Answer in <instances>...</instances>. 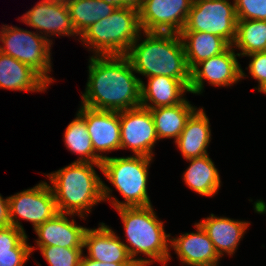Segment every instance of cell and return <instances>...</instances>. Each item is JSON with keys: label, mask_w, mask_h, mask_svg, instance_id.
Listing matches in <instances>:
<instances>
[{"label": "cell", "mask_w": 266, "mask_h": 266, "mask_svg": "<svg viewBox=\"0 0 266 266\" xmlns=\"http://www.w3.org/2000/svg\"><path fill=\"white\" fill-rule=\"evenodd\" d=\"M82 106L121 112L141 106V79L125 55L91 57Z\"/></svg>", "instance_id": "1"}, {"label": "cell", "mask_w": 266, "mask_h": 266, "mask_svg": "<svg viewBox=\"0 0 266 266\" xmlns=\"http://www.w3.org/2000/svg\"><path fill=\"white\" fill-rule=\"evenodd\" d=\"M146 39H137L127 51L126 57L134 72L144 76H169L179 79L188 89L190 69L179 33L145 32Z\"/></svg>", "instance_id": "2"}, {"label": "cell", "mask_w": 266, "mask_h": 266, "mask_svg": "<svg viewBox=\"0 0 266 266\" xmlns=\"http://www.w3.org/2000/svg\"><path fill=\"white\" fill-rule=\"evenodd\" d=\"M92 165L102 171V164L75 161L47 176L53 184L51 189L59 213H77L82 218L98 202L111 199V189L101 181Z\"/></svg>", "instance_id": "3"}, {"label": "cell", "mask_w": 266, "mask_h": 266, "mask_svg": "<svg viewBox=\"0 0 266 266\" xmlns=\"http://www.w3.org/2000/svg\"><path fill=\"white\" fill-rule=\"evenodd\" d=\"M124 223L127 241L132 247L126 245L127 252L133 261L161 262L164 266L169 257L167 239L163 222L157 219L151 205L117 208ZM138 253H143L151 259H136Z\"/></svg>", "instance_id": "4"}, {"label": "cell", "mask_w": 266, "mask_h": 266, "mask_svg": "<svg viewBox=\"0 0 266 266\" xmlns=\"http://www.w3.org/2000/svg\"><path fill=\"white\" fill-rule=\"evenodd\" d=\"M139 31V11L118 7L108 17L93 23L80 37L95 48L97 56L126 55L139 38Z\"/></svg>", "instance_id": "5"}, {"label": "cell", "mask_w": 266, "mask_h": 266, "mask_svg": "<svg viewBox=\"0 0 266 266\" xmlns=\"http://www.w3.org/2000/svg\"><path fill=\"white\" fill-rule=\"evenodd\" d=\"M151 157H107L102 161V172L125 198V203L112 198L113 206L135 207L151 205L147 193L148 166Z\"/></svg>", "instance_id": "6"}, {"label": "cell", "mask_w": 266, "mask_h": 266, "mask_svg": "<svg viewBox=\"0 0 266 266\" xmlns=\"http://www.w3.org/2000/svg\"><path fill=\"white\" fill-rule=\"evenodd\" d=\"M1 30L0 41L5 47L0 46V52L30 66L50 84L53 81L48 76L51 71L50 39L12 26H4Z\"/></svg>", "instance_id": "7"}, {"label": "cell", "mask_w": 266, "mask_h": 266, "mask_svg": "<svg viewBox=\"0 0 266 266\" xmlns=\"http://www.w3.org/2000/svg\"><path fill=\"white\" fill-rule=\"evenodd\" d=\"M237 21L235 5L228 0H193L181 32L214 34L233 46Z\"/></svg>", "instance_id": "8"}, {"label": "cell", "mask_w": 266, "mask_h": 266, "mask_svg": "<svg viewBox=\"0 0 266 266\" xmlns=\"http://www.w3.org/2000/svg\"><path fill=\"white\" fill-rule=\"evenodd\" d=\"M58 212L56 201L46 182L39 183L31 189L24 190L9 197V216L11 225L25 233L20 218L32 222L34 230L47 220L52 219ZM16 219V220H15Z\"/></svg>", "instance_id": "9"}, {"label": "cell", "mask_w": 266, "mask_h": 266, "mask_svg": "<svg viewBox=\"0 0 266 266\" xmlns=\"http://www.w3.org/2000/svg\"><path fill=\"white\" fill-rule=\"evenodd\" d=\"M193 0H144L139 9L145 32L180 33L185 27Z\"/></svg>", "instance_id": "10"}, {"label": "cell", "mask_w": 266, "mask_h": 266, "mask_svg": "<svg viewBox=\"0 0 266 266\" xmlns=\"http://www.w3.org/2000/svg\"><path fill=\"white\" fill-rule=\"evenodd\" d=\"M121 149L130 148L135 155L152 158L158 137L150 109L139 106L119 112Z\"/></svg>", "instance_id": "11"}, {"label": "cell", "mask_w": 266, "mask_h": 266, "mask_svg": "<svg viewBox=\"0 0 266 266\" xmlns=\"http://www.w3.org/2000/svg\"><path fill=\"white\" fill-rule=\"evenodd\" d=\"M232 45L224 52L202 60L190 70L189 92L200 94L203 89V80H208L209 84L215 86H228L236 83L245 76L236 58ZM199 66L202 69H199Z\"/></svg>", "instance_id": "12"}, {"label": "cell", "mask_w": 266, "mask_h": 266, "mask_svg": "<svg viewBox=\"0 0 266 266\" xmlns=\"http://www.w3.org/2000/svg\"><path fill=\"white\" fill-rule=\"evenodd\" d=\"M78 114L86 121L95 154L121 149L119 112L82 106Z\"/></svg>", "instance_id": "13"}, {"label": "cell", "mask_w": 266, "mask_h": 266, "mask_svg": "<svg viewBox=\"0 0 266 266\" xmlns=\"http://www.w3.org/2000/svg\"><path fill=\"white\" fill-rule=\"evenodd\" d=\"M22 20L35 29L47 31V34L78 35L64 1L43 0L29 10Z\"/></svg>", "instance_id": "14"}, {"label": "cell", "mask_w": 266, "mask_h": 266, "mask_svg": "<svg viewBox=\"0 0 266 266\" xmlns=\"http://www.w3.org/2000/svg\"><path fill=\"white\" fill-rule=\"evenodd\" d=\"M87 228L69 221L65 213H57L35 229L39 239L37 246H59L62 248L82 249Z\"/></svg>", "instance_id": "15"}, {"label": "cell", "mask_w": 266, "mask_h": 266, "mask_svg": "<svg viewBox=\"0 0 266 266\" xmlns=\"http://www.w3.org/2000/svg\"><path fill=\"white\" fill-rule=\"evenodd\" d=\"M197 233H186L170 240L182 263L190 266L217 265L220 258L202 226L195 224Z\"/></svg>", "instance_id": "16"}, {"label": "cell", "mask_w": 266, "mask_h": 266, "mask_svg": "<svg viewBox=\"0 0 266 266\" xmlns=\"http://www.w3.org/2000/svg\"><path fill=\"white\" fill-rule=\"evenodd\" d=\"M83 247H87L90 259L104 263H131L126 244L120 241L119 237L101 223L98 229H88L84 235Z\"/></svg>", "instance_id": "17"}, {"label": "cell", "mask_w": 266, "mask_h": 266, "mask_svg": "<svg viewBox=\"0 0 266 266\" xmlns=\"http://www.w3.org/2000/svg\"><path fill=\"white\" fill-rule=\"evenodd\" d=\"M48 83L30 66L0 52V88L43 91Z\"/></svg>", "instance_id": "18"}, {"label": "cell", "mask_w": 266, "mask_h": 266, "mask_svg": "<svg viewBox=\"0 0 266 266\" xmlns=\"http://www.w3.org/2000/svg\"><path fill=\"white\" fill-rule=\"evenodd\" d=\"M212 241L214 248L221 257L223 252L233 254L248 227V222L235 221L226 217H211L199 222Z\"/></svg>", "instance_id": "19"}, {"label": "cell", "mask_w": 266, "mask_h": 266, "mask_svg": "<svg viewBox=\"0 0 266 266\" xmlns=\"http://www.w3.org/2000/svg\"><path fill=\"white\" fill-rule=\"evenodd\" d=\"M210 139L209 119L202 108L191 114L175 143H177L183 157L188 160L206 155V148Z\"/></svg>", "instance_id": "20"}, {"label": "cell", "mask_w": 266, "mask_h": 266, "mask_svg": "<svg viewBox=\"0 0 266 266\" xmlns=\"http://www.w3.org/2000/svg\"><path fill=\"white\" fill-rule=\"evenodd\" d=\"M148 80V86L141 82V106L147 109L177 105L185 99L181 98L183 92H189L179 79L169 76H154Z\"/></svg>", "instance_id": "21"}, {"label": "cell", "mask_w": 266, "mask_h": 266, "mask_svg": "<svg viewBox=\"0 0 266 266\" xmlns=\"http://www.w3.org/2000/svg\"><path fill=\"white\" fill-rule=\"evenodd\" d=\"M179 34L190 70L202 60L218 55L230 46L222 37L206 32H180Z\"/></svg>", "instance_id": "22"}, {"label": "cell", "mask_w": 266, "mask_h": 266, "mask_svg": "<svg viewBox=\"0 0 266 266\" xmlns=\"http://www.w3.org/2000/svg\"><path fill=\"white\" fill-rule=\"evenodd\" d=\"M195 110L196 108L185 99L174 106L150 109L158 139L172 137L176 141L182 133L186 121Z\"/></svg>", "instance_id": "23"}, {"label": "cell", "mask_w": 266, "mask_h": 266, "mask_svg": "<svg viewBox=\"0 0 266 266\" xmlns=\"http://www.w3.org/2000/svg\"><path fill=\"white\" fill-rule=\"evenodd\" d=\"M188 160L191 163L183 176L189 188L204 196H213L217 193L221 181L208 154Z\"/></svg>", "instance_id": "24"}, {"label": "cell", "mask_w": 266, "mask_h": 266, "mask_svg": "<svg viewBox=\"0 0 266 266\" xmlns=\"http://www.w3.org/2000/svg\"><path fill=\"white\" fill-rule=\"evenodd\" d=\"M66 4L78 35L93 23L111 15L118 8L110 0H68Z\"/></svg>", "instance_id": "25"}, {"label": "cell", "mask_w": 266, "mask_h": 266, "mask_svg": "<svg viewBox=\"0 0 266 266\" xmlns=\"http://www.w3.org/2000/svg\"><path fill=\"white\" fill-rule=\"evenodd\" d=\"M64 140L71 152L81 156L76 162L102 164V161L107 158V156L94 153L86 121L78 113L77 117L67 126Z\"/></svg>", "instance_id": "26"}, {"label": "cell", "mask_w": 266, "mask_h": 266, "mask_svg": "<svg viewBox=\"0 0 266 266\" xmlns=\"http://www.w3.org/2000/svg\"><path fill=\"white\" fill-rule=\"evenodd\" d=\"M234 46L242 50L239 56L266 50V20H238Z\"/></svg>", "instance_id": "27"}, {"label": "cell", "mask_w": 266, "mask_h": 266, "mask_svg": "<svg viewBox=\"0 0 266 266\" xmlns=\"http://www.w3.org/2000/svg\"><path fill=\"white\" fill-rule=\"evenodd\" d=\"M50 266H79L82 249L62 248L59 246H38Z\"/></svg>", "instance_id": "28"}, {"label": "cell", "mask_w": 266, "mask_h": 266, "mask_svg": "<svg viewBox=\"0 0 266 266\" xmlns=\"http://www.w3.org/2000/svg\"><path fill=\"white\" fill-rule=\"evenodd\" d=\"M34 247L28 246L27 235L18 228L10 225L0 228V253L3 252H32Z\"/></svg>", "instance_id": "29"}, {"label": "cell", "mask_w": 266, "mask_h": 266, "mask_svg": "<svg viewBox=\"0 0 266 266\" xmlns=\"http://www.w3.org/2000/svg\"><path fill=\"white\" fill-rule=\"evenodd\" d=\"M238 20H266V0H234Z\"/></svg>", "instance_id": "30"}, {"label": "cell", "mask_w": 266, "mask_h": 266, "mask_svg": "<svg viewBox=\"0 0 266 266\" xmlns=\"http://www.w3.org/2000/svg\"><path fill=\"white\" fill-rule=\"evenodd\" d=\"M247 56L252 57L249 73L258 80V90L260 91L266 85V51L251 53Z\"/></svg>", "instance_id": "31"}, {"label": "cell", "mask_w": 266, "mask_h": 266, "mask_svg": "<svg viewBox=\"0 0 266 266\" xmlns=\"http://www.w3.org/2000/svg\"><path fill=\"white\" fill-rule=\"evenodd\" d=\"M31 252L0 253V266H23Z\"/></svg>", "instance_id": "32"}, {"label": "cell", "mask_w": 266, "mask_h": 266, "mask_svg": "<svg viewBox=\"0 0 266 266\" xmlns=\"http://www.w3.org/2000/svg\"><path fill=\"white\" fill-rule=\"evenodd\" d=\"M11 225L9 216V197L3 199L0 195V228Z\"/></svg>", "instance_id": "33"}, {"label": "cell", "mask_w": 266, "mask_h": 266, "mask_svg": "<svg viewBox=\"0 0 266 266\" xmlns=\"http://www.w3.org/2000/svg\"><path fill=\"white\" fill-rule=\"evenodd\" d=\"M130 263H104L88 258L87 256L81 257L79 266H127Z\"/></svg>", "instance_id": "34"}, {"label": "cell", "mask_w": 266, "mask_h": 266, "mask_svg": "<svg viewBox=\"0 0 266 266\" xmlns=\"http://www.w3.org/2000/svg\"><path fill=\"white\" fill-rule=\"evenodd\" d=\"M110 1L114 3L117 7L132 8L139 11L144 0H110Z\"/></svg>", "instance_id": "35"}, {"label": "cell", "mask_w": 266, "mask_h": 266, "mask_svg": "<svg viewBox=\"0 0 266 266\" xmlns=\"http://www.w3.org/2000/svg\"><path fill=\"white\" fill-rule=\"evenodd\" d=\"M150 262L147 261H132L129 265L127 266H146L148 265Z\"/></svg>", "instance_id": "36"}, {"label": "cell", "mask_w": 266, "mask_h": 266, "mask_svg": "<svg viewBox=\"0 0 266 266\" xmlns=\"http://www.w3.org/2000/svg\"><path fill=\"white\" fill-rule=\"evenodd\" d=\"M258 92H263V93L266 94V85L260 91H258Z\"/></svg>", "instance_id": "37"}]
</instances>
